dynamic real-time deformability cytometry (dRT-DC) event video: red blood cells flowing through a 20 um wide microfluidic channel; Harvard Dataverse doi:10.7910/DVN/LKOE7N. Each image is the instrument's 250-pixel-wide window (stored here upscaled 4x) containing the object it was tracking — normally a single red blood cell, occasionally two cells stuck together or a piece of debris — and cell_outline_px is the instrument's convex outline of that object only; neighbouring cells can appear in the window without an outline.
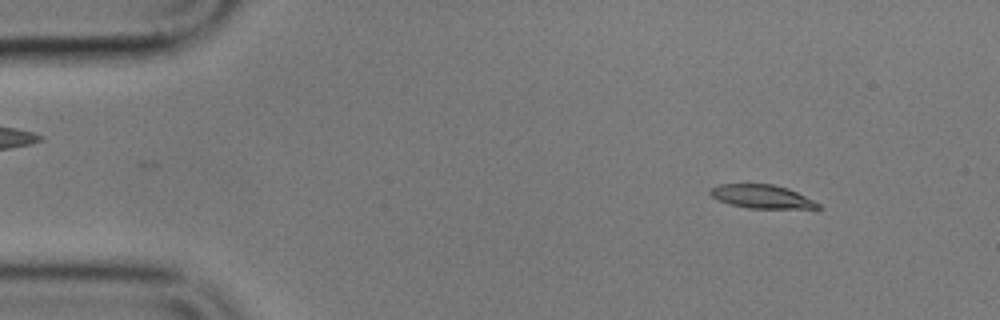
{"species": "common noctule bat (a hibernating species)", "species_latin": "Nyctalus noctula", "temperature_condition": "cold", "stored_images_in_passage": 7, "camera_frame_rate_fps": 3000, "um_per_image_px": 0.085, "animal": {"sex": "male", "body_mass_g": 17.9}, "frame": {"image": 1, "passage_image": 3, "time_ms": 2.333, "image_size_px": [1000, 320], "cell_outline_px": [[820, 208], [816, 212], [748, 208], [728, 204], [716, 200], [708, 192], [712, 188], [720, 184], [772, 184], [788, 188], [820, 204]], "centroid_in_image_um": [64.88, 16.78], "position_along_channel_um": 20.1, "area_um2": 15.66}}
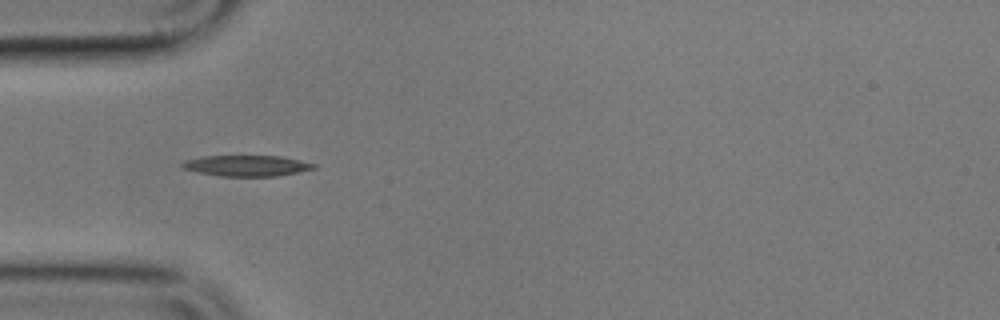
{"frame": {"image": 2, "passage_image": 6, "time_ms": 6.0, "image_size_px": [1000, 320], "cell_outline_px": [[316, 168], [276, 176], [220, 176], [200, 172], [184, 168], [180, 164], [184, 160], [204, 156], [280, 156], [300, 160], [316, 164]], "centroid_in_image_um": [20.97, 14.08], "position_along_channel_um": 64.0, "area_um2": 15.78}}
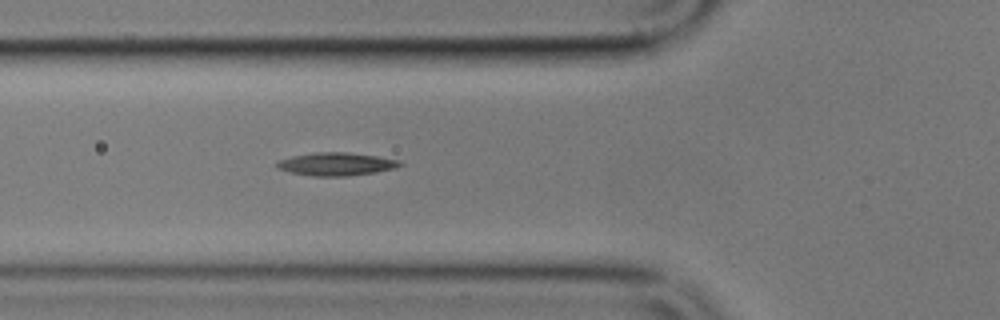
{"frame": {"image": 3, "passage_image": 7, "time_ms": 7.0, "image_size_px": [1000, 320], "cell_outline_px": [[404, 164], [392, 168], [376, 172], [348, 176], [312, 176], [288, 172], [276, 168], [276, 160], [292, 156], [316, 152], [344, 152], [376, 156], [400, 160]], "centroid_in_image_um": [28.52, 13.95], "position_along_channel_um": 97.3, "area_um2": 16.53}}